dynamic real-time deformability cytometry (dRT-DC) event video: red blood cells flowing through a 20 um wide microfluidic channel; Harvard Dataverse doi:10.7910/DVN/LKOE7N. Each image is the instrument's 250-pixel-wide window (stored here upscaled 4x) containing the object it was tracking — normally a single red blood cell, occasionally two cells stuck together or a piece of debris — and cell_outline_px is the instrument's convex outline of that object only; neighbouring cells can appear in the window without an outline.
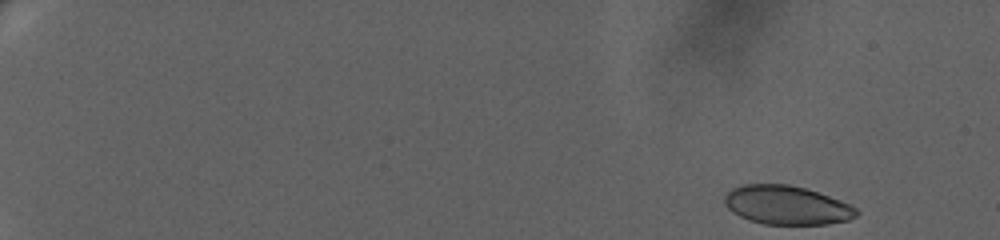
{"species": "human", "species_latin": "Homo sapiens", "temperature_condition": "warm", "stored_images_in_passage": 61, "camera_frame_rate_fps": 3000, "um_per_image_px": 0.085, "donor": {"sex": "female"}, "frame": {"image": 1, "passage_image": 1, "time_ms": 0.0, "image_size_px": [1000, 240], "cell_outline_px": [[860, 212], [856, 216], [848, 220], [828, 224], [764, 224], [748, 220], [732, 212], [728, 208], [724, 200], [724, 196], [732, 188], [744, 184], [788, 184], [804, 188], [840, 200], [856, 208]], "centroid_in_image_um": [66.86, 17.44], "position_along_channel_um": 18.1, "area_um2": 29.71}}
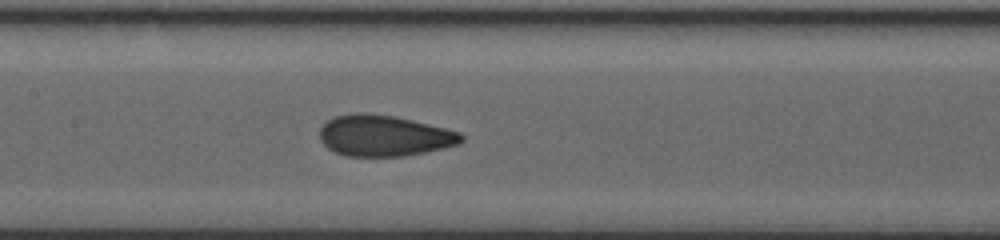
{"frame": {"image": 2, "passage_image": 32, "time_ms": 10.333, "image_size_px": [1000, 240], "cell_outline_px": [[464, 140], [460, 144], [444, 148], [404, 156], [348, 156], [336, 152], [328, 148], [320, 140], [320, 128], [328, 120], [336, 116], [356, 112], [364, 112], [396, 116], [460, 132], [464, 136]], "centroid_in_image_um": [32.66, 11.53], "position_along_channel_um": 174.7, "area_um2": 33.87}}
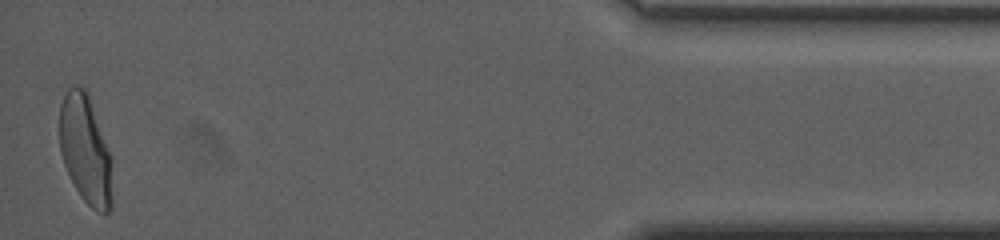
{"frame": {"image": 3, "passage_image": 60, "time_ms": 19.667, "image_size_px": [1000, 240], "cell_outline_px": [[112, 208], [108, 212], [96, 212], [80, 196], [64, 164], [60, 152], [60, 104], [68, 88], [72, 84], [84, 88], [88, 96], [108, 152], [112, 196]], "centroid_in_image_um": [7.22, 12.74], "position_along_channel_um": 428.0, "area_um2": 32.31}, "authors_computed_cell_mechanics": {"area_um2": 32.8304, "velocity_mm_per_s": 3.3591, "shape_relaxation_time_tau1_ms": 7.3317, "shape_relaxation_time_tau2_ms": null, "deformation_change_tau1": 0.2072, "deformation_change_tau2": null}}